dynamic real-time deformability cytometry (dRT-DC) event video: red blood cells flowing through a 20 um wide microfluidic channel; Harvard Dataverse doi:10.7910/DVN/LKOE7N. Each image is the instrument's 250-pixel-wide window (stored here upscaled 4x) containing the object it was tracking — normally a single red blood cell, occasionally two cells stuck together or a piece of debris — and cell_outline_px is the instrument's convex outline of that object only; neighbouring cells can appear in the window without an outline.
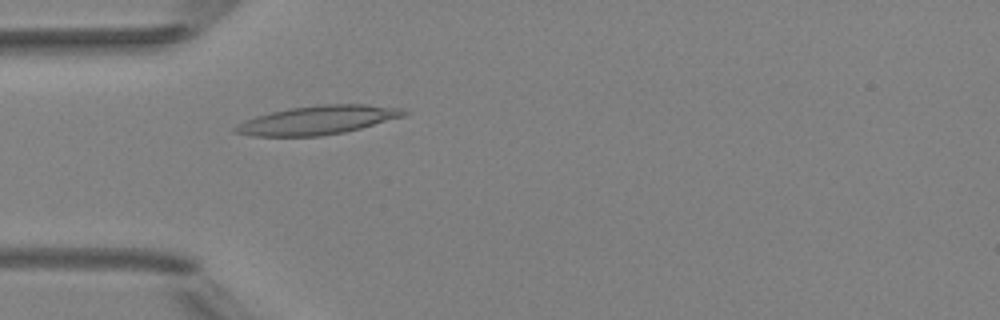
{"species": "Egyptian fruit bat (a non-hibernating species)", "species_latin": "Rousettus aegyptiacus", "temperature_condition": "room temperature", "stored_images_in_passage": 5, "camera_frame_rate_fps": 3000, "um_per_image_px": 0.085, "animal": {"sex": "female"}, "frame": {"image": 1, "passage_image": 5, "time_ms": 4.667, "image_size_px": [1000, 320], "cell_outline_px": [[408, 112], [404, 116], [360, 128], [344, 132], [320, 136], [252, 136], [232, 132], [232, 128], [244, 120], [256, 116], [288, 108], [316, 104], [368, 104], [404, 108]], "centroid_in_image_um": [26.99, 10.2], "position_along_channel_um": 58.0, "area_um2": 28.38}}